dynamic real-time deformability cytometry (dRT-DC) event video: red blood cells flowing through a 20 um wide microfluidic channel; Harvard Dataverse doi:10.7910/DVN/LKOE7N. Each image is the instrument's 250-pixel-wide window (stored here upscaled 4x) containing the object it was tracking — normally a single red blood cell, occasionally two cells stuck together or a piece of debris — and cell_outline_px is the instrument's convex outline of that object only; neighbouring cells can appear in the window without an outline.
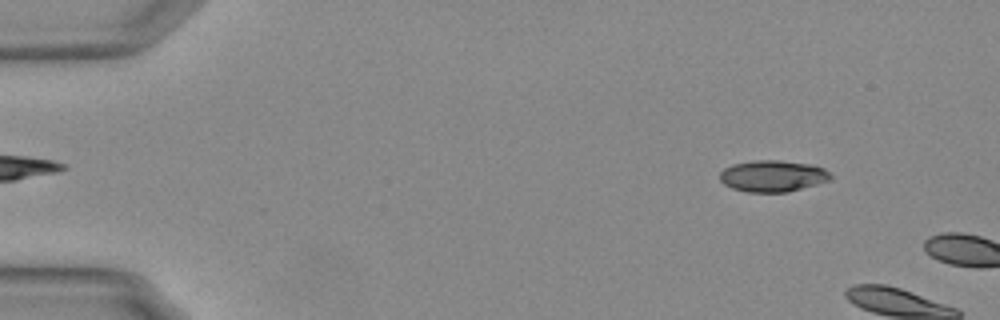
{"species": "Egyptian fruit bat (a non-hibernating species)", "species_latin": "Rousettus aegyptiacus", "temperature_condition": "warm", "stored_images_in_passage": 9, "camera_frame_rate_fps": 3000, "um_per_image_px": 0.085, "animal": {"sex": "female"}, "frame": {"image": 1, "passage_image": 6, "time_ms": 1.667, "image_size_px": [1000, 320], "cell_outline_px": [[832, 176], [828, 180], [816, 184], [788, 192], [748, 192], [732, 188], [724, 184], [720, 180], [720, 172], [724, 168], [732, 164], [756, 160], [780, 160], [808, 164], [824, 168]], "centroid_in_image_um": [65.65, 14.96], "position_along_channel_um": 19.4, "area_um2": 20.17}}